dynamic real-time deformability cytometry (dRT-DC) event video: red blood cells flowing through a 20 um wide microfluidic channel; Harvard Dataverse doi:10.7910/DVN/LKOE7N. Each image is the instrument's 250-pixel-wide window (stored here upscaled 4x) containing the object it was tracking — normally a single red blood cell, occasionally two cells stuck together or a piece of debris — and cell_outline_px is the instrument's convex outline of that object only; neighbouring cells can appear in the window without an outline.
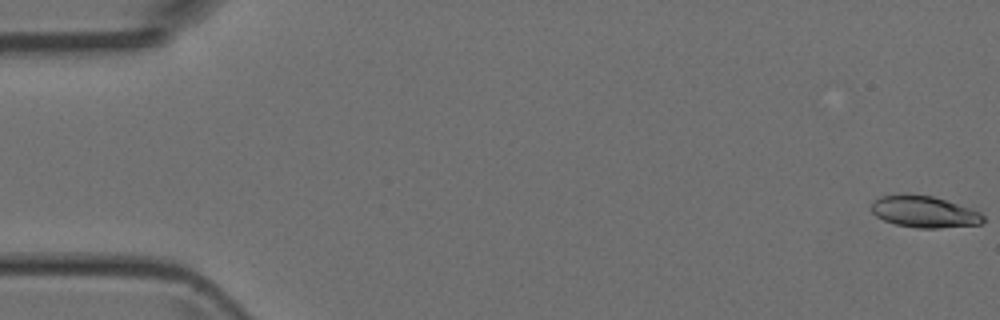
{"species": "Egyptian fruit bat (a non-hibernating species)", "species_latin": "Rousettus aegyptiacus", "temperature_condition": "room temperature", "stored_images_in_passage": 51, "camera_frame_rate_fps": 3000, "um_per_image_px": 0.085, "animal": {"sex": "female"}, "frame": {"image": 1, "passage_image": 1, "time_ms": 0.0, "image_size_px": [1000, 320], "cell_outline_px": [[984, 220], [980, 224], [936, 228], [916, 228], [896, 224], [884, 220], [876, 216], [872, 212], [872, 200], [880, 196], [900, 192], [908, 192], [932, 196], [972, 208], [980, 212], [984, 216]], "centroid_in_image_um": [78.52, 17.96], "position_along_channel_um": 6.5, "area_um2": 20.98}}
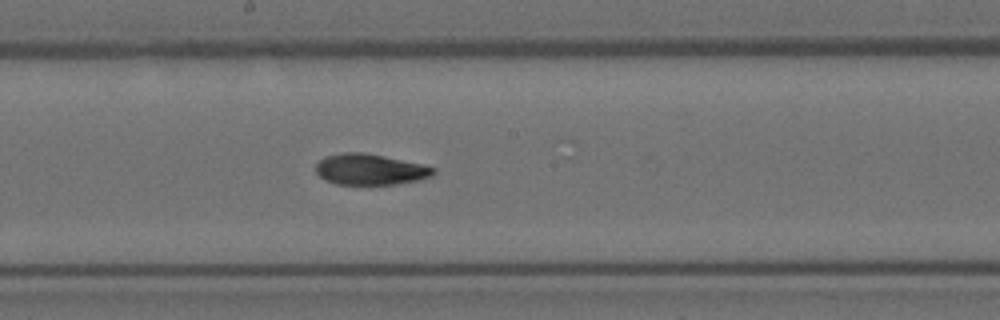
{"frame": {"image": 2, "passage_image": 27, "time_ms": 8.667, "image_size_px": [1000, 320], "cell_outline_px": [[436, 172], [432, 176], [416, 180], [396, 184], [336, 184], [320, 176], [316, 172], [316, 164], [324, 156], [344, 152], [364, 152], [384, 156], [420, 164], [436, 168]], "centroid_in_image_um": [31.45, 14.39], "position_along_channel_um": 216.8, "area_um2": 20.98}}
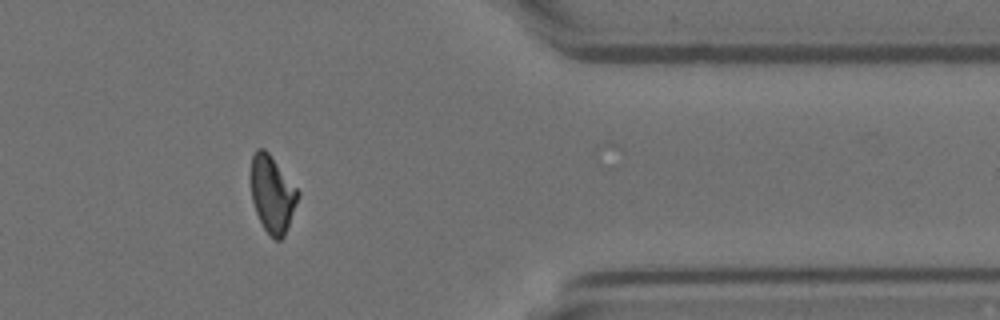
{"frame": {"image": 3, "passage_image": 41, "time_ms": 13.333, "image_size_px": [1000, 320], "cell_outline_px": [[300, 196], [284, 236], [280, 240], [276, 240], [264, 228], [256, 212], [252, 200], [252, 156], [256, 148], [264, 148], [268, 152], [300, 192]], "centroid_in_image_um": [23.16, 16.49], "position_along_channel_um": 388.2, "area_um2": 20.69}}